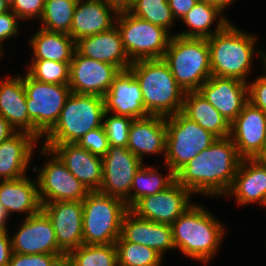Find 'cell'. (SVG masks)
<instances>
[{
	"label": "cell",
	"mask_w": 266,
	"mask_h": 266,
	"mask_svg": "<svg viewBox=\"0 0 266 266\" xmlns=\"http://www.w3.org/2000/svg\"><path fill=\"white\" fill-rule=\"evenodd\" d=\"M242 158L230 137L217 138L176 174V181L192 194L226 195Z\"/></svg>",
	"instance_id": "1"
},
{
	"label": "cell",
	"mask_w": 266,
	"mask_h": 266,
	"mask_svg": "<svg viewBox=\"0 0 266 266\" xmlns=\"http://www.w3.org/2000/svg\"><path fill=\"white\" fill-rule=\"evenodd\" d=\"M129 69L140 85L149 115L169 117L182 111L186 92L162 58L134 61Z\"/></svg>",
	"instance_id": "2"
},
{
	"label": "cell",
	"mask_w": 266,
	"mask_h": 266,
	"mask_svg": "<svg viewBox=\"0 0 266 266\" xmlns=\"http://www.w3.org/2000/svg\"><path fill=\"white\" fill-rule=\"evenodd\" d=\"M171 227L175 248L187 257L206 264L217 253L225 234L218 218L194 203Z\"/></svg>",
	"instance_id": "3"
},
{
	"label": "cell",
	"mask_w": 266,
	"mask_h": 266,
	"mask_svg": "<svg viewBox=\"0 0 266 266\" xmlns=\"http://www.w3.org/2000/svg\"><path fill=\"white\" fill-rule=\"evenodd\" d=\"M257 38L229 23L207 38L212 76L235 78L248 83Z\"/></svg>",
	"instance_id": "4"
},
{
	"label": "cell",
	"mask_w": 266,
	"mask_h": 266,
	"mask_svg": "<svg viewBox=\"0 0 266 266\" xmlns=\"http://www.w3.org/2000/svg\"><path fill=\"white\" fill-rule=\"evenodd\" d=\"M104 98L71 92L43 144L77 143L85 134L103 126Z\"/></svg>",
	"instance_id": "5"
},
{
	"label": "cell",
	"mask_w": 266,
	"mask_h": 266,
	"mask_svg": "<svg viewBox=\"0 0 266 266\" xmlns=\"http://www.w3.org/2000/svg\"><path fill=\"white\" fill-rule=\"evenodd\" d=\"M162 59L185 92L197 91L212 76L207 38L173 34Z\"/></svg>",
	"instance_id": "6"
},
{
	"label": "cell",
	"mask_w": 266,
	"mask_h": 266,
	"mask_svg": "<svg viewBox=\"0 0 266 266\" xmlns=\"http://www.w3.org/2000/svg\"><path fill=\"white\" fill-rule=\"evenodd\" d=\"M83 202V244H115L121 236L124 214L129 210L124 200L90 191Z\"/></svg>",
	"instance_id": "7"
},
{
	"label": "cell",
	"mask_w": 266,
	"mask_h": 266,
	"mask_svg": "<svg viewBox=\"0 0 266 266\" xmlns=\"http://www.w3.org/2000/svg\"><path fill=\"white\" fill-rule=\"evenodd\" d=\"M165 165L174 174L217 139L182 112L166 117Z\"/></svg>",
	"instance_id": "8"
},
{
	"label": "cell",
	"mask_w": 266,
	"mask_h": 266,
	"mask_svg": "<svg viewBox=\"0 0 266 266\" xmlns=\"http://www.w3.org/2000/svg\"><path fill=\"white\" fill-rule=\"evenodd\" d=\"M116 21L131 62L163 58L173 36L168 30L132 15L126 8L119 10Z\"/></svg>",
	"instance_id": "9"
},
{
	"label": "cell",
	"mask_w": 266,
	"mask_h": 266,
	"mask_svg": "<svg viewBox=\"0 0 266 266\" xmlns=\"http://www.w3.org/2000/svg\"><path fill=\"white\" fill-rule=\"evenodd\" d=\"M29 120L44 136L57 122L67 98L71 94L69 85L43 83L23 75Z\"/></svg>",
	"instance_id": "10"
},
{
	"label": "cell",
	"mask_w": 266,
	"mask_h": 266,
	"mask_svg": "<svg viewBox=\"0 0 266 266\" xmlns=\"http://www.w3.org/2000/svg\"><path fill=\"white\" fill-rule=\"evenodd\" d=\"M41 155L52 158L37 171L38 195L41 204L56 201H83L90 192L67 169L59 157L49 148L42 146Z\"/></svg>",
	"instance_id": "11"
},
{
	"label": "cell",
	"mask_w": 266,
	"mask_h": 266,
	"mask_svg": "<svg viewBox=\"0 0 266 266\" xmlns=\"http://www.w3.org/2000/svg\"><path fill=\"white\" fill-rule=\"evenodd\" d=\"M103 179L100 193L118 197L131 207V187L133 178L143 162L127 147L109 146L102 157Z\"/></svg>",
	"instance_id": "12"
},
{
	"label": "cell",
	"mask_w": 266,
	"mask_h": 266,
	"mask_svg": "<svg viewBox=\"0 0 266 266\" xmlns=\"http://www.w3.org/2000/svg\"><path fill=\"white\" fill-rule=\"evenodd\" d=\"M192 195L175 181L164 191L140 198L129 210L142 219L171 225L192 205Z\"/></svg>",
	"instance_id": "13"
},
{
	"label": "cell",
	"mask_w": 266,
	"mask_h": 266,
	"mask_svg": "<svg viewBox=\"0 0 266 266\" xmlns=\"http://www.w3.org/2000/svg\"><path fill=\"white\" fill-rule=\"evenodd\" d=\"M121 70L112 64L82 56L77 50L70 63L71 92L104 97Z\"/></svg>",
	"instance_id": "14"
},
{
	"label": "cell",
	"mask_w": 266,
	"mask_h": 266,
	"mask_svg": "<svg viewBox=\"0 0 266 266\" xmlns=\"http://www.w3.org/2000/svg\"><path fill=\"white\" fill-rule=\"evenodd\" d=\"M15 233L11 237L13 253L66 254L58 246L50 219L42 209L25 218Z\"/></svg>",
	"instance_id": "15"
},
{
	"label": "cell",
	"mask_w": 266,
	"mask_h": 266,
	"mask_svg": "<svg viewBox=\"0 0 266 266\" xmlns=\"http://www.w3.org/2000/svg\"><path fill=\"white\" fill-rule=\"evenodd\" d=\"M41 205L53 226L58 246L66 254L83 245L82 201H56Z\"/></svg>",
	"instance_id": "16"
},
{
	"label": "cell",
	"mask_w": 266,
	"mask_h": 266,
	"mask_svg": "<svg viewBox=\"0 0 266 266\" xmlns=\"http://www.w3.org/2000/svg\"><path fill=\"white\" fill-rule=\"evenodd\" d=\"M231 124L248 101V83L235 78L211 76L198 90Z\"/></svg>",
	"instance_id": "17"
},
{
	"label": "cell",
	"mask_w": 266,
	"mask_h": 266,
	"mask_svg": "<svg viewBox=\"0 0 266 266\" xmlns=\"http://www.w3.org/2000/svg\"><path fill=\"white\" fill-rule=\"evenodd\" d=\"M242 159H253L266 142V114L248 102L230 124V135Z\"/></svg>",
	"instance_id": "18"
},
{
	"label": "cell",
	"mask_w": 266,
	"mask_h": 266,
	"mask_svg": "<svg viewBox=\"0 0 266 266\" xmlns=\"http://www.w3.org/2000/svg\"><path fill=\"white\" fill-rule=\"evenodd\" d=\"M103 98L107 113L132 119L150 116L144 107L140 85L130 69L116 75Z\"/></svg>",
	"instance_id": "19"
},
{
	"label": "cell",
	"mask_w": 266,
	"mask_h": 266,
	"mask_svg": "<svg viewBox=\"0 0 266 266\" xmlns=\"http://www.w3.org/2000/svg\"><path fill=\"white\" fill-rule=\"evenodd\" d=\"M42 146L53 151L89 191H99L103 179L102 157L92 154L77 143Z\"/></svg>",
	"instance_id": "20"
},
{
	"label": "cell",
	"mask_w": 266,
	"mask_h": 266,
	"mask_svg": "<svg viewBox=\"0 0 266 266\" xmlns=\"http://www.w3.org/2000/svg\"><path fill=\"white\" fill-rule=\"evenodd\" d=\"M119 10L116 5L104 0H78L69 35L77 42L84 37L110 30L117 24L114 22Z\"/></svg>",
	"instance_id": "21"
},
{
	"label": "cell",
	"mask_w": 266,
	"mask_h": 266,
	"mask_svg": "<svg viewBox=\"0 0 266 266\" xmlns=\"http://www.w3.org/2000/svg\"><path fill=\"white\" fill-rule=\"evenodd\" d=\"M0 115L16 132L30 133L39 140L44 137L29 120L23 76L0 81Z\"/></svg>",
	"instance_id": "22"
},
{
	"label": "cell",
	"mask_w": 266,
	"mask_h": 266,
	"mask_svg": "<svg viewBox=\"0 0 266 266\" xmlns=\"http://www.w3.org/2000/svg\"><path fill=\"white\" fill-rule=\"evenodd\" d=\"M121 236L128 242L154 249L162 257L167 249H175L171 225L142 219L130 210L124 214Z\"/></svg>",
	"instance_id": "23"
},
{
	"label": "cell",
	"mask_w": 266,
	"mask_h": 266,
	"mask_svg": "<svg viewBox=\"0 0 266 266\" xmlns=\"http://www.w3.org/2000/svg\"><path fill=\"white\" fill-rule=\"evenodd\" d=\"M76 50L82 56L112 64L120 70L129 69L132 64L116 25L108 31L78 40Z\"/></svg>",
	"instance_id": "24"
},
{
	"label": "cell",
	"mask_w": 266,
	"mask_h": 266,
	"mask_svg": "<svg viewBox=\"0 0 266 266\" xmlns=\"http://www.w3.org/2000/svg\"><path fill=\"white\" fill-rule=\"evenodd\" d=\"M166 117L148 116L133 119L127 148L142 162L146 155L163 153L166 146Z\"/></svg>",
	"instance_id": "25"
},
{
	"label": "cell",
	"mask_w": 266,
	"mask_h": 266,
	"mask_svg": "<svg viewBox=\"0 0 266 266\" xmlns=\"http://www.w3.org/2000/svg\"><path fill=\"white\" fill-rule=\"evenodd\" d=\"M38 139L27 132H16L0 144V180L24 177Z\"/></svg>",
	"instance_id": "26"
},
{
	"label": "cell",
	"mask_w": 266,
	"mask_h": 266,
	"mask_svg": "<svg viewBox=\"0 0 266 266\" xmlns=\"http://www.w3.org/2000/svg\"><path fill=\"white\" fill-rule=\"evenodd\" d=\"M226 195L235 196L237 204L266 203V167L254 159H242L232 186Z\"/></svg>",
	"instance_id": "27"
},
{
	"label": "cell",
	"mask_w": 266,
	"mask_h": 266,
	"mask_svg": "<svg viewBox=\"0 0 266 266\" xmlns=\"http://www.w3.org/2000/svg\"><path fill=\"white\" fill-rule=\"evenodd\" d=\"M0 203L8 218L13 212L26 213L25 218L38 213L42 205L37 179L25 175L19 179L0 180Z\"/></svg>",
	"instance_id": "28"
},
{
	"label": "cell",
	"mask_w": 266,
	"mask_h": 266,
	"mask_svg": "<svg viewBox=\"0 0 266 266\" xmlns=\"http://www.w3.org/2000/svg\"><path fill=\"white\" fill-rule=\"evenodd\" d=\"M181 112L217 138L230 135V123L198 91L185 93Z\"/></svg>",
	"instance_id": "29"
},
{
	"label": "cell",
	"mask_w": 266,
	"mask_h": 266,
	"mask_svg": "<svg viewBox=\"0 0 266 266\" xmlns=\"http://www.w3.org/2000/svg\"><path fill=\"white\" fill-rule=\"evenodd\" d=\"M32 60H50L71 63L76 51L75 40L66 33L47 31L42 28L30 38Z\"/></svg>",
	"instance_id": "30"
},
{
	"label": "cell",
	"mask_w": 266,
	"mask_h": 266,
	"mask_svg": "<svg viewBox=\"0 0 266 266\" xmlns=\"http://www.w3.org/2000/svg\"><path fill=\"white\" fill-rule=\"evenodd\" d=\"M222 12L223 10L219 6L212 4L208 0H199L181 20L188 26V30L178 34L175 33V35L194 38L211 37L222 31L230 23V20L228 21L225 16L221 15L223 14ZM216 19L217 26L213 32L209 27Z\"/></svg>",
	"instance_id": "31"
},
{
	"label": "cell",
	"mask_w": 266,
	"mask_h": 266,
	"mask_svg": "<svg viewBox=\"0 0 266 266\" xmlns=\"http://www.w3.org/2000/svg\"><path fill=\"white\" fill-rule=\"evenodd\" d=\"M168 168V174L162 176L156 168L142 165L134 175L131 187V206L140 198L164 191L176 181L173 171Z\"/></svg>",
	"instance_id": "32"
},
{
	"label": "cell",
	"mask_w": 266,
	"mask_h": 266,
	"mask_svg": "<svg viewBox=\"0 0 266 266\" xmlns=\"http://www.w3.org/2000/svg\"><path fill=\"white\" fill-rule=\"evenodd\" d=\"M78 0H45L42 29L70 34L74 10Z\"/></svg>",
	"instance_id": "33"
},
{
	"label": "cell",
	"mask_w": 266,
	"mask_h": 266,
	"mask_svg": "<svg viewBox=\"0 0 266 266\" xmlns=\"http://www.w3.org/2000/svg\"><path fill=\"white\" fill-rule=\"evenodd\" d=\"M66 256L75 266H118L115 244L81 245Z\"/></svg>",
	"instance_id": "34"
},
{
	"label": "cell",
	"mask_w": 266,
	"mask_h": 266,
	"mask_svg": "<svg viewBox=\"0 0 266 266\" xmlns=\"http://www.w3.org/2000/svg\"><path fill=\"white\" fill-rule=\"evenodd\" d=\"M118 266H161L163 257L154 249L126 241L120 236L115 242Z\"/></svg>",
	"instance_id": "35"
},
{
	"label": "cell",
	"mask_w": 266,
	"mask_h": 266,
	"mask_svg": "<svg viewBox=\"0 0 266 266\" xmlns=\"http://www.w3.org/2000/svg\"><path fill=\"white\" fill-rule=\"evenodd\" d=\"M126 9L134 16L169 31L175 18L168 0H133Z\"/></svg>",
	"instance_id": "36"
},
{
	"label": "cell",
	"mask_w": 266,
	"mask_h": 266,
	"mask_svg": "<svg viewBox=\"0 0 266 266\" xmlns=\"http://www.w3.org/2000/svg\"><path fill=\"white\" fill-rule=\"evenodd\" d=\"M26 73L39 82L68 85L70 63L50 60H32Z\"/></svg>",
	"instance_id": "37"
},
{
	"label": "cell",
	"mask_w": 266,
	"mask_h": 266,
	"mask_svg": "<svg viewBox=\"0 0 266 266\" xmlns=\"http://www.w3.org/2000/svg\"><path fill=\"white\" fill-rule=\"evenodd\" d=\"M109 114V116H107ZM106 118V119H105ZM133 119L127 116H110L105 112L103 117V127L108 138L109 146L127 147L129 129Z\"/></svg>",
	"instance_id": "38"
},
{
	"label": "cell",
	"mask_w": 266,
	"mask_h": 266,
	"mask_svg": "<svg viewBox=\"0 0 266 266\" xmlns=\"http://www.w3.org/2000/svg\"><path fill=\"white\" fill-rule=\"evenodd\" d=\"M77 144L94 155L103 157L109 148L108 138L103 126L89 131Z\"/></svg>",
	"instance_id": "39"
},
{
	"label": "cell",
	"mask_w": 266,
	"mask_h": 266,
	"mask_svg": "<svg viewBox=\"0 0 266 266\" xmlns=\"http://www.w3.org/2000/svg\"><path fill=\"white\" fill-rule=\"evenodd\" d=\"M66 254H20L13 253L8 266H54Z\"/></svg>",
	"instance_id": "40"
},
{
	"label": "cell",
	"mask_w": 266,
	"mask_h": 266,
	"mask_svg": "<svg viewBox=\"0 0 266 266\" xmlns=\"http://www.w3.org/2000/svg\"><path fill=\"white\" fill-rule=\"evenodd\" d=\"M258 55L264 62L265 75L258 77L256 80L248 84V101L256 108L261 109L266 114V66L265 55L261 49H258Z\"/></svg>",
	"instance_id": "41"
},
{
	"label": "cell",
	"mask_w": 266,
	"mask_h": 266,
	"mask_svg": "<svg viewBox=\"0 0 266 266\" xmlns=\"http://www.w3.org/2000/svg\"><path fill=\"white\" fill-rule=\"evenodd\" d=\"M45 0H14L10 10L20 19H35L43 15Z\"/></svg>",
	"instance_id": "42"
},
{
	"label": "cell",
	"mask_w": 266,
	"mask_h": 266,
	"mask_svg": "<svg viewBox=\"0 0 266 266\" xmlns=\"http://www.w3.org/2000/svg\"><path fill=\"white\" fill-rule=\"evenodd\" d=\"M19 18L11 11L0 13V50H2L3 40L15 36L19 32Z\"/></svg>",
	"instance_id": "43"
},
{
	"label": "cell",
	"mask_w": 266,
	"mask_h": 266,
	"mask_svg": "<svg viewBox=\"0 0 266 266\" xmlns=\"http://www.w3.org/2000/svg\"><path fill=\"white\" fill-rule=\"evenodd\" d=\"M8 233L7 228L0 232V266H8L13 254L11 237Z\"/></svg>",
	"instance_id": "44"
},
{
	"label": "cell",
	"mask_w": 266,
	"mask_h": 266,
	"mask_svg": "<svg viewBox=\"0 0 266 266\" xmlns=\"http://www.w3.org/2000/svg\"><path fill=\"white\" fill-rule=\"evenodd\" d=\"M199 0H168L175 19L182 20Z\"/></svg>",
	"instance_id": "45"
},
{
	"label": "cell",
	"mask_w": 266,
	"mask_h": 266,
	"mask_svg": "<svg viewBox=\"0 0 266 266\" xmlns=\"http://www.w3.org/2000/svg\"><path fill=\"white\" fill-rule=\"evenodd\" d=\"M15 133L16 130L0 115V144Z\"/></svg>",
	"instance_id": "46"
},
{
	"label": "cell",
	"mask_w": 266,
	"mask_h": 266,
	"mask_svg": "<svg viewBox=\"0 0 266 266\" xmlns=\"http://www.w3.org/2000/svg\"><path fill=\"white\" fill-rule=\"evenodd\" d=\"M253 159L260 165L266 167V142L263 144L260 152Z\"/></svg>",
	"instance_id": "47"
},
{
	"label": "cell",
	"mask_w": 266,
	"mask_h": 266,
	"mask_svg": "<svg viewBox=\"0 0 266 266\" xmlns=\"http://www.w3.org/2000/svg\"><path fill=\"white\" fill-rule=\"evenodd\" d=\"M7 219V214L0 203V232L8 227L6 226V222L8 221Z\"/></svg>",
	"instance_id": "48"
},
{
	"label": "cell",
	"mask_w": 266,
	"mask_h": 266,
	"mask_svg": "<svg viewBox=\"0 0 266 266\" xmlns=\"http://www.w3.org/2000/svg\"><path fill=\"white\" fill-rule=\"evenodd\" d=\"M212 4H215L219 6L222 10H225V8H228L231 3H233L234 0H208Z\"/></svg>",
	"instance_id": "49"
},
{
	"label": "cell",
	"mask_w": 266,
	"mask_h": 266,
	"mask_svg": "<svg viewBox=\"0 0 266 266\" xmlns=\"http://www.w3.org/2000/svg\"><path fill=\"white\" fill-rule=\"evenodd\" d=\"M54 266H75L71 260L65 256L60 258Z\"/></svg>",
	"instance_id": "50"
},
{
	"label": "cell",
	"mask_w": 266,
	"mask_h": 266,
	"mask_svg": "<svg viewBox=\"0 0 266 266\" xmlns=\"http://www.w3.org/2000/svg\"><path fill=\"white\" fill-rule=\"evenodd\" d=\"M9 10L10 6L4 0H0V13H4Z\"/></svg>",
	"instance_id": "51"
},
{
	"label": "cell",
	"mask_w": 266,
	"mask_h": 266,
	"mask_svg": "<svg viewBox=\"0 0 266 266\" xmlns=\"http://www.w3.org/2000/svg\"><path fill=\"white\" fill-rule=\"evenodd\" d=\"M116 5L119 9H123V0H104Z\"/></svg>",
	"instance_id": "52"
},
{
	"label": "cell",
	"mask_w": 266,
	"mask_h": 266,
	"mask_svg": "<svg viewBox=\"0 0 266 266\" xmlns=\"http://www.w3.org/2000/svg\"><path fill=\"white\" fill-rule=\"evenodd\" d=\"M133 0H123V9L126 8L128 6V4L130 2H132Z\"/></svg>",
	"instance_id": "53"
},
{
	"label": "cell",
	"mask_w": 266,
	"mask_h": 266,
	"mask_svg": "<svg viewBox=\"0 0 266 266\" xmlns=\"http://www.w3.org/2000/svg\"><path fill=\"white\" fill-rule=\"evenodd\" d=\"M9 6L12 5V3L14 2V0H4Z\"/></svg>",
	"instance_id": "54"
}]
</instances>
